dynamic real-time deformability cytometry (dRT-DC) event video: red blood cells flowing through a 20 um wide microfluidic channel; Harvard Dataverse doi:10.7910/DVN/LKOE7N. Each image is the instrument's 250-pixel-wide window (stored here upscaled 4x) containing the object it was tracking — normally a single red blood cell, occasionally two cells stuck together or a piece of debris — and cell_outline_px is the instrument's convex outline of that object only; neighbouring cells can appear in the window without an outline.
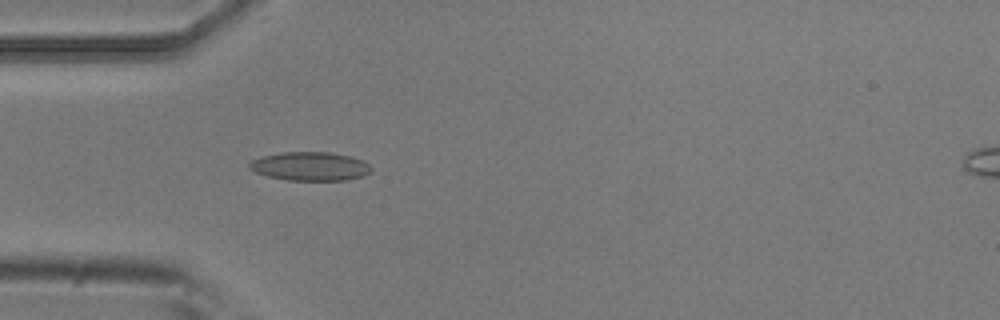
{"species": "common noctule bat (a hibernating species)", "species_latin": "Nyctalus noctula", "temperature_condition": "room temperature", "stored_images_in_passage": 4, "camera_frame_rate_fps": 3000, "um_per_image_px": 0.085, "animal": {"sex": "male", "body_mass_g": 20.5, "forearm_length_mm": 52.5}, "frame": {"image": 1, "passage_image": 4, "time_ms": 1.0, "image_size_px": [1000, 320], "cell_outline_px": [[372, 172], [364, 176], [348, 180], [288, 180], [268, 176], [256, 172], [248, 168], [248, 164], [252, 160], [260, 156], [280, 152], [332, 152], [352, 156], [368, 164], [372, 168]], "centroid_in_image_um": [26.37, 14.13], "position_along_channel_um": 58.6, "area_um2": 20.58}}